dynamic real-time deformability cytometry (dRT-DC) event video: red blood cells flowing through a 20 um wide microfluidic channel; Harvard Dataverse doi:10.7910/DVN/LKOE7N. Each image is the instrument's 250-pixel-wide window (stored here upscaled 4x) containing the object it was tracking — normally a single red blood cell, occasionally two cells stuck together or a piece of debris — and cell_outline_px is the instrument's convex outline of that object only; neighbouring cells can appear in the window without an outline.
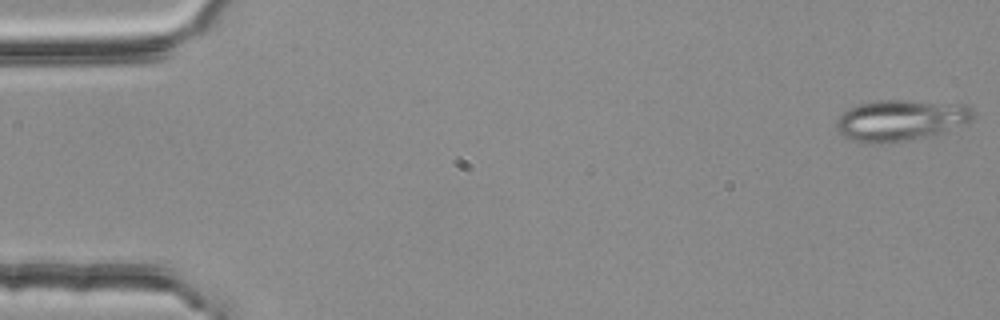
{"species": "common noctule bat (a hibernating species)", "species_latin": "Nyctalus noctula", "temperature_condition": "room temperature", "stored_images_in_passage": 4, "camera_frame_rate_fps": 3000, "um_per_image_px": 0.085, "animal": {"sex": "female", "body_mass_g": 25.1}, "frame": {"image": 1, "passage_image": 1, "time_ms": 0.0, "image_size_px": [1000, 320], "cell_outline_px": [[976, 112], [972, 120], [968, 124], [936, 136], [880, 144], [868, 144], [852, 140], [840, 136], [836, 128], [836, 120], [844, 112], [856, 104], [876, 100], [912, 100], [964, 104], [972, 108]], "centroid_in_image_um": [76.6, 10.23], "position_along_channel_um": 8.4, "area_um2": 33.81}}